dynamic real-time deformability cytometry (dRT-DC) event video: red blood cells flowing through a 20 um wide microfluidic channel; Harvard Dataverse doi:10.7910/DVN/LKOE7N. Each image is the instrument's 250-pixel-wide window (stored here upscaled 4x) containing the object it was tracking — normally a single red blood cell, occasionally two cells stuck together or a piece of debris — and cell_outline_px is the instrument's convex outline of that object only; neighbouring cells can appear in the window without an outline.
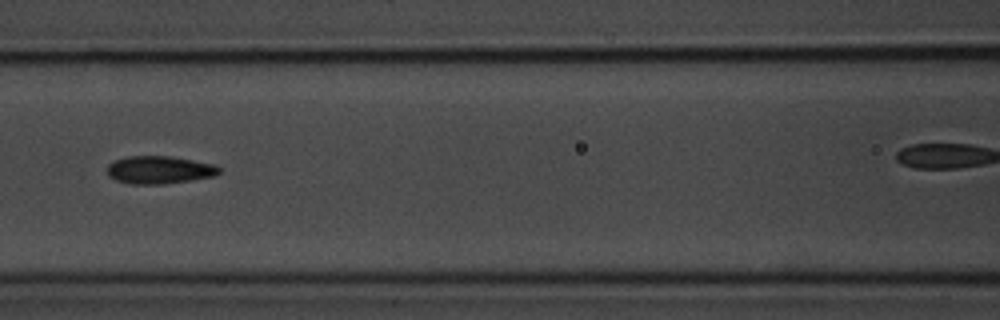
{"species": "common noctule bat (a hibernating species)", "species_latin": "Nyctalus noctula", "temperature_condition": "room temperature", "stored_images_in_passage": 10, "camera_frame_rate_fps": 3000, "um_per_image_px": 0.085, "animal": {"sex": "male", "body_mass_g": 20.1, "forearm_length_mm": 53.5}, "frame": {"image": 1, "passage_image": 5, "time_ms": 4.667, "image_size_px": [1000, 320], "cell_outline_px": [[220, 172], [216, 176], [164, 184], [132, 184], [116, 180], [108, 176], [108, 164], [112, 160], [128, 156], [168, 156], [216, 164], [220, 168]], "centroid_in_image_um": [13.54, 14.44], "position_along_channel_um": 153.1, "area_um2": 18.21}}
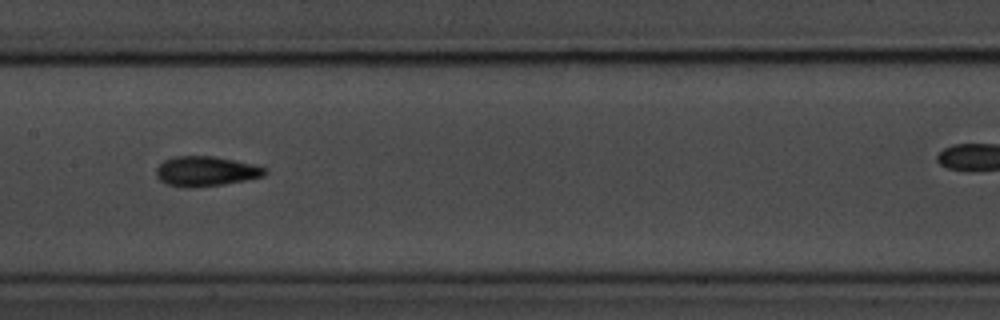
{"frame": {"image": 2, "passage_image": 6, "time_ms": 5.667, "image_size_px": [1000, 320], "cell_outline_px": [[268, 172], [264, 176], [224, 184], [192, 188], [180, 188], [164, 184], [156, 176], [156, 168], [164, 160], [176, 156], [212, 156], [256, 164], [268, 168]], "centroid_in_image_um": [17.49, 14.57], "position_along_channel_um": 189.9, "area_um2": 19.25}}